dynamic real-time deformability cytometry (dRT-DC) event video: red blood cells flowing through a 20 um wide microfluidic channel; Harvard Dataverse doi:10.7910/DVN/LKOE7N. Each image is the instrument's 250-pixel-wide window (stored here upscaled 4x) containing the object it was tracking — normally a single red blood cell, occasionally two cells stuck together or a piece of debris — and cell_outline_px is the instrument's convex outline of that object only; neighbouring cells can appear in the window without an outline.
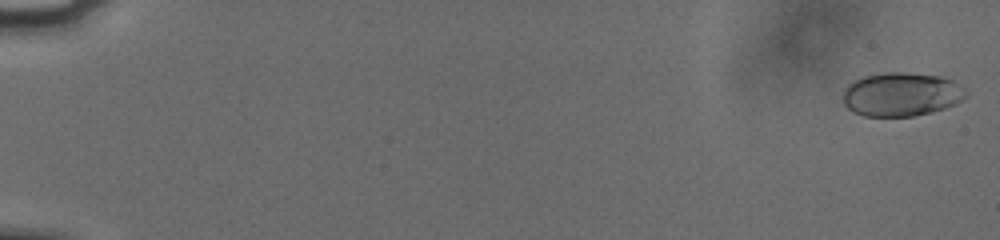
{"species": "human", "species_latin": "Homo sapiens", "temperature_condition": "cold", "stored_images_in_passage": 56, "camera_frame_rate_fps": 3000, "um_per_image_px": 0.085, "donor": {"sex": "male"}, "frame": {"image": 1, "passage_image": 1, "time_ms": 0.0, "image_size_px": [1000, 240], "cell_outline_px": [[968, 96], [944, 108], [932, 112], [912, 116], [864, 116], [852, 112], [844, 104], [844, 88], [852, 80], [864, 76], [888, 72], [904, 72], [940, 76], [952, 80], [960, 84], [968, 92]], "centroid_in_image_um": [76.6, 8.01], "position_along_channel_um": 8.4, "area_um2": 31.44}}
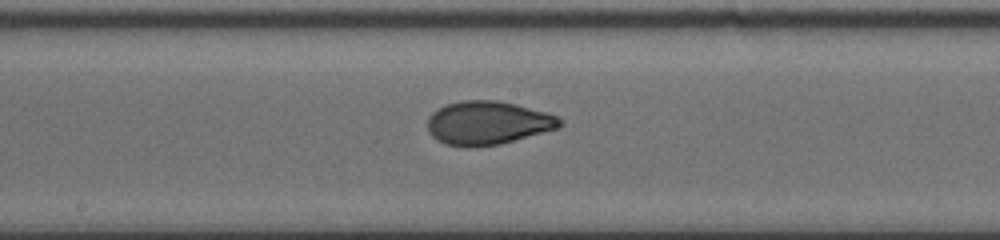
{"frame": {"image": 2, "passage_image": 32, "time_ms": 10.333, "image_size_px": [1000, 240], "cell_outline_px": [[564, 124], [560, 128], [500, 144], [468, 148], [444, 144], [436, 140], [428, 132], [428, 116], [436, 108], [444, 104], [460, 100], [496, 100], [516, 104], [548, 112], [564, 120]], "centroid_in_image_um": [41.46, 10.45], "position_along_channel_um": 206.7, "area_um2": 34.22}}
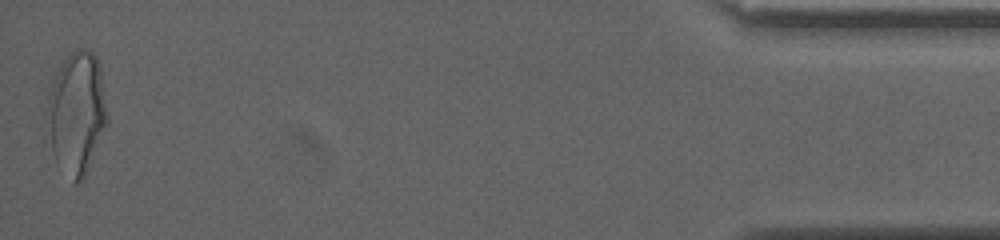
{"frame": {"image": 3, "passage_image": 56, "time_ms": 18.333, "image_size_px": [1000, 240], "cell_outline_px": [[108, 120], [84, 180], [76, 184], [72, 184], [52, 152], [48, 104], [48, 100], [52, 80], [60, 64], [76, 48], [88, 48], [96, 56], [100, 64]], "centroid_in_image_um": [6.55, 9.58], "position_along_channel_um": 428.6, "area_um2": 42.37}, "authors_computed_cell_mechanics": {"area_um2": 32.7148, "velocity_mm_per_s": 3.7892, "shape_relaxation_time_tau1_ms": 5.9949, "shape_relaxation_time_tau2_ms": 0.747, "deformation_change_tau1": 0.1779, "deformation_change_tau2": 0.0625}}